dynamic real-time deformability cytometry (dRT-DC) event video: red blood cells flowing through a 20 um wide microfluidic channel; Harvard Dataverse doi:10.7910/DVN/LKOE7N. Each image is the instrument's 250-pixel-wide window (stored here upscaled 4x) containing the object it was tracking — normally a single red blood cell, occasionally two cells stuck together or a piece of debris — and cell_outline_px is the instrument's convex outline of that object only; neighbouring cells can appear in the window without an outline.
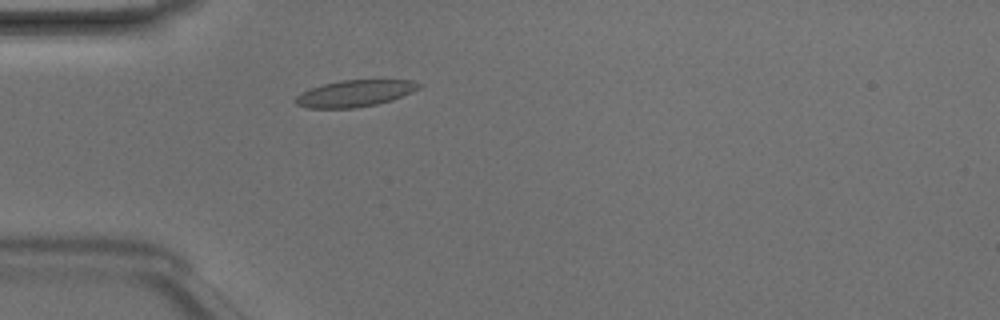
{"species": "Egyptian fruit bat (a non-hibernating species)", "species_latin": "Rousettus aegyptiacus", "temperature_condition": "room temperature", "stored_images_in_passage": 34, "camera_frame_rate_fps": 3000, "um_per_image_px": 0.085, "animal": {"sex": "male"}, "frame": {"image": 1, "passage_image": 6, "time_ms": 1.667, "image_size_px": [1000, 320], "cell_outline_px": [[424, 84], [420, 88], [412, 92], [392, 100], [376, 104], [356, 108], [308, 108], [296, 104], [296, 96], [300, 92], [324, 84], [340, 80], [412, 80]], "centroid_in_image_um": [30.2, 7.93], "position_along_channel_um": 54.8, "area_um2": 19.13}}
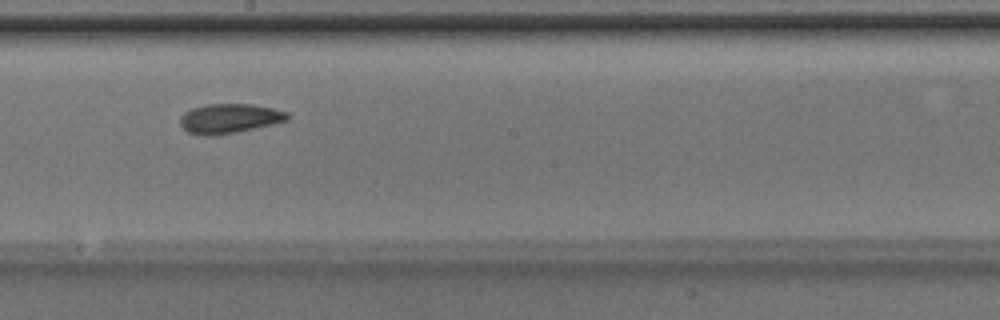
{"frame": {"image": 2, "passage_image": 19, "time_ms": 6.0, "image_size_px": [1000, 320], "cell_outline_px": [[292, 116], [288, 120], [272, 124], [236, 132], [212, 136], [204, 136], [188, 132], [180, 124], [180, 116], [184, 112], [192, 108], [204, 104], [252, 104], [272, 108], [288, 112]], "centroid_in_image_um": [19.5, 10.06], "position_along_channel_um": 228.7, "area_um2": 18.55}}
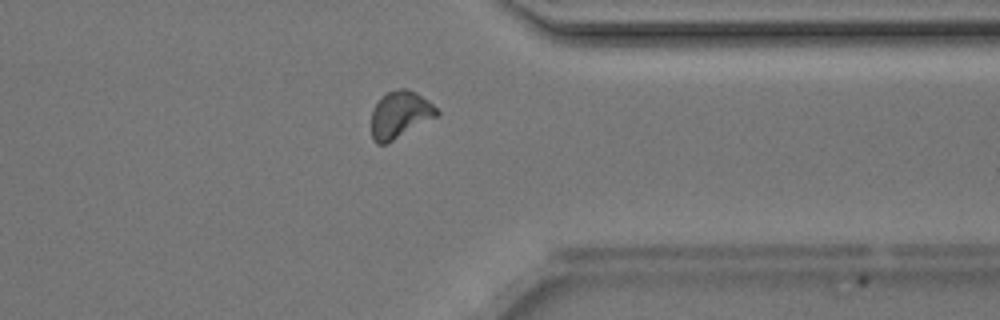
{"frame": {"image": 3, "passage_image": 30, "time_ms": 9.667, "image_size_px": [1000, 320], "cell_outline_px": [[440, 112], [436, 116], [392, 140], [384, 144], [376, 144], [372, 140], [372, 108], [388, 92], [400, 88], [404, 88], [416, 92], [428, 100]], "centroid_in_image_um": [33.98, 9.73], "position_along_channel_um": 377.4, "area_um2": 17.4}, "authors_computed_cell_mechanics": {"area_um2": 17.9469, "velocity_mm_per_s": 4.1829, "shape_relaxation_time_tau1_ms": 7.348, "shape_relaxation_time_tau2_ms": 3.2065, "deformation_change_tau1": 0.1654, "deformation_change_tau2": 0.0865}}